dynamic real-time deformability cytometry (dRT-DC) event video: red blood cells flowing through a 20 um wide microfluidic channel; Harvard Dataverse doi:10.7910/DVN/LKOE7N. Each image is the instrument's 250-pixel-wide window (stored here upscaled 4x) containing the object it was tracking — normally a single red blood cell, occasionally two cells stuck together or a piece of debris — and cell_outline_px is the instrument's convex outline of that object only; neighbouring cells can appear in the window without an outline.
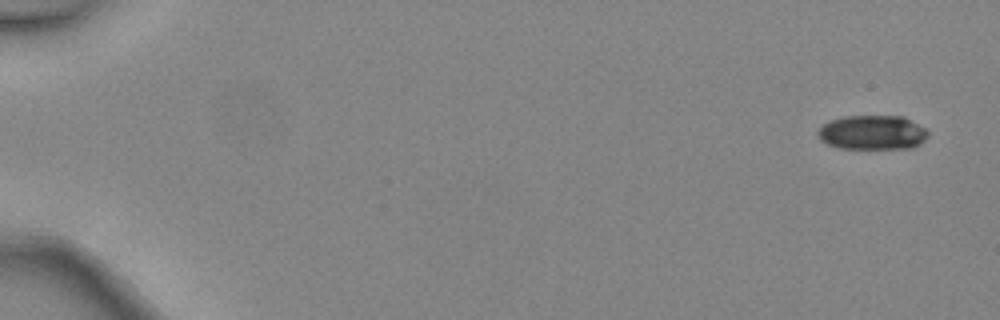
{"species": "common noctule bat (a hibernating species)", "species_latin": "Nyctalus noctula", "temperature_condition": "warm", "stored_images_in_passage": 4, "camera_frame_rate_fps": 3000, "um_per_image_px": 0.085, "animal": {"sex": "female", "body_mass_g": 24.6, "forearm_length_mm": 56.2}, "frame": {"image": 1, "passage_image": 1, "time_ms": 0.0, "image_size_px": [1000, 320], "cell_outline_px": [[928, 136], [920, 144], [912, 148], [840, 148], [828, 144], [820, 140], [816, 132], [828, 120], [844, 116], [904, 116], [924, 128], [928, 132]], "centroid_in_image_um": [74.14, 11.25], "position_along_channel_um": 10.9, "area_um2": 22.08}}
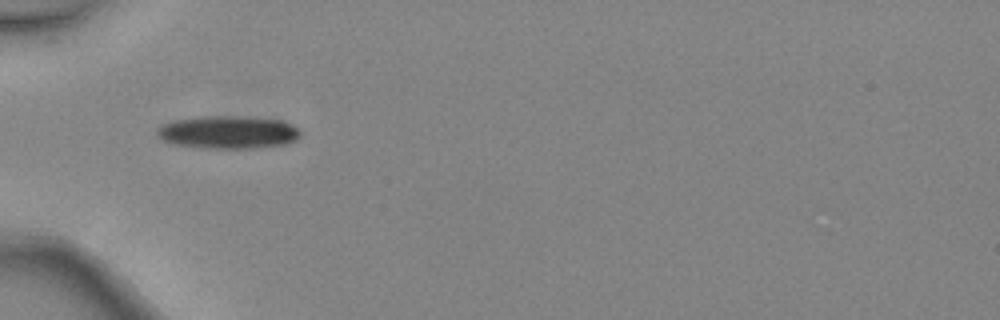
{"frame": {"image": 2, "passage_image": 4, "time_ms": 1.0, "image_size_px": [1000, 320], "cell_outline_px": [[300, 136], [296, 140], [284, 144], [248, 148], [200, 148], [176, 144], [160, 140], [156, 136], [156, 128], [160, 124], [172, 120], [200, 116], [236, 116], [280, 120], [296, 128], [300, 132]], "centroid_in_image_um": [19.27, 11.24], "position_along_channel_um": 65.7, "area_um2": 27.46}}